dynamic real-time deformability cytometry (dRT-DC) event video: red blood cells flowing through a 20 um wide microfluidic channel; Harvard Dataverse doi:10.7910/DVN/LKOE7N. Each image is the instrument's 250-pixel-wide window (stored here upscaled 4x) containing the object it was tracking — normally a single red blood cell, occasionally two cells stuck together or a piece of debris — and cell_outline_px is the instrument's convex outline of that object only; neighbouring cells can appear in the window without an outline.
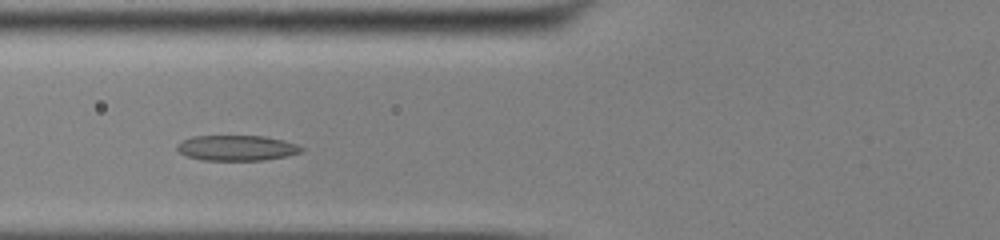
{"species": "common noctule bat (a hibernating species)", "species_latin": "Nyctalus noctula", "temperature_condition": "cold", "stored_images_in_passage": 41, "camera_frame_rate_fps": 3000, "um_per_image_px": 0.085, "animal": {"sex": "male", "body_mass_g": 13.0, "forearm_length_mm": 53.1}, "frame": {"image": 1, "passage_image": 10, "time_ms": 3.0, "image_size_px": [1000, 240], "cell_outline_px": [[304, 148], [300, 152], [288, 156], [264, 160], [200, 160], [188, 156], [180, 152], [176, 148], [176, 144], [192, 136], [264, 136], [284, 140], [296, 144]], "centroid_in_image_um": [20.13, 12.57], "position_along_channel_um": 105.7, "area_um2": 18.38}}
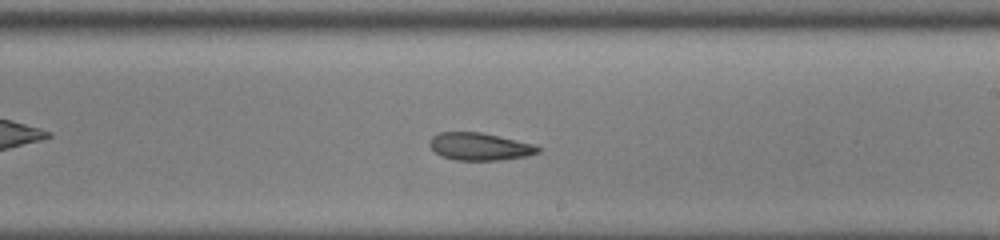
{"frame": {"image": 2, "passage_image": 21, "time_ms": 6.667, "image_size_px": [1000, 240], "cell_outline_px": [[544, 148], [540, 152], [528, 156], [500, 160], [456, 160], [440, 156], [428, 144], [428, 140], [436, 132], [480, 132], [532, 144]], "centroid_in_image_um": [40.75, 12.46], "position_along_channel_um": 248.2, "area_um2": 17.46}}
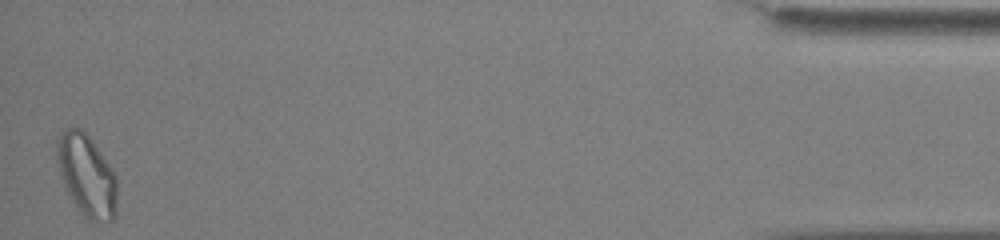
{"frame": {"image": 3, "passage_image": 41, "time_ms": 13.333, "image_size_px": [1000, 240], "cell_outline_px": [[116, 216], [112, 220], [88, 220], [80, 212], [64, 188], [60, 176], [56, 152], [56, 140], [60, 132], [64, 128], [80, 128], [88, 136], [112, 168], [116, 176]], "centroid_in_image_um": [7.34, 14.9], "position_along_channel_um": 427.9, "area_um2": 28.61}, "authors_computed_cell_mechanics": {"area_um2": 18.8428, "velocity_mm_per_s": 3.8913, "shape_relaxation_time_tau1_ms": 4.2536, "shape_relaxation_time_tau2_ms": 5.8897, "deformation_change_tau1": 0.0957, "deformation_change_tau2": 0.1459}}